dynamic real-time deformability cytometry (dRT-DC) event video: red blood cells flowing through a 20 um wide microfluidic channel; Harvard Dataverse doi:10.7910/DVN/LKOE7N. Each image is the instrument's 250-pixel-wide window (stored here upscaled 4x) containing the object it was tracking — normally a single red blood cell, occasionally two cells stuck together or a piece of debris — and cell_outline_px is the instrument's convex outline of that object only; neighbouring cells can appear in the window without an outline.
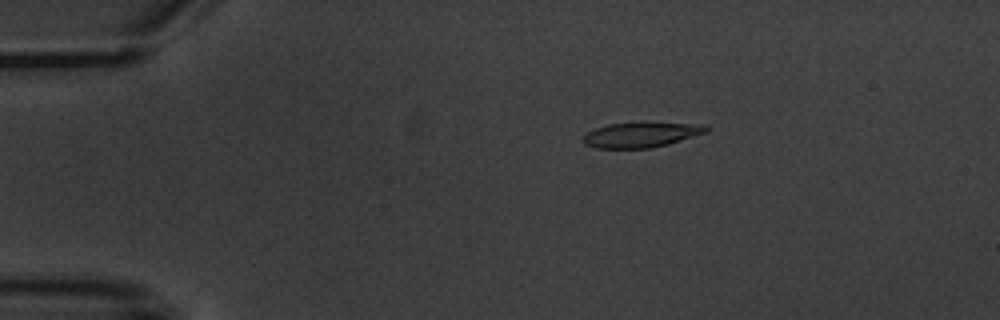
{"species": "common noctule bat (a hibernating species)", "species_latin": "Nyctalus noctula", "temperature_condition": "warm", "stored_images_in_passage": 8, "camera_frame_rate_fps": 3000, "um_per_image_px": 0.085, "animal": {"sex": "male", "body_mass_g": 20.1, "forearm_length_mm": 53.5}, "frame": {"image": 1, "passage_image": 3, "time_ms": 2.333, "image_size_px": [1000, 320], "cell_outline_px": [[708, 132], [668, 144], [652, 148], [596, 148], [584, 144], [580, 140], [588, 132], [596, 128], [608, 124], [640, 120], [648, 120], [704, 124], [708, 128]], "centroid_in_image_um": [54.53, 11.4], "position_along_channel_um": 30.5, "area_um2": 18.96}}
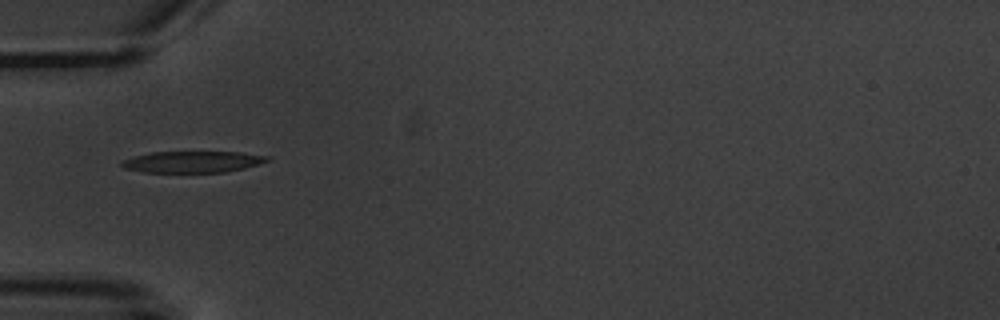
{"frame": {"image": 2, "passage_image": 5, "time_ms": 5.0, "image_size_px": [1000, 320], "cell_outline_px": [[268, 160], [244, 168], [224, 172], [144, 172], [124, 168], [120, 164], [120, 160], [132, 156], [152, 152], [240, 152], [268, 156]], "centroid_in_image_um": [16.28, 13.75], "position_along_channel_um": 68.7, "area_um2": 18.03}}
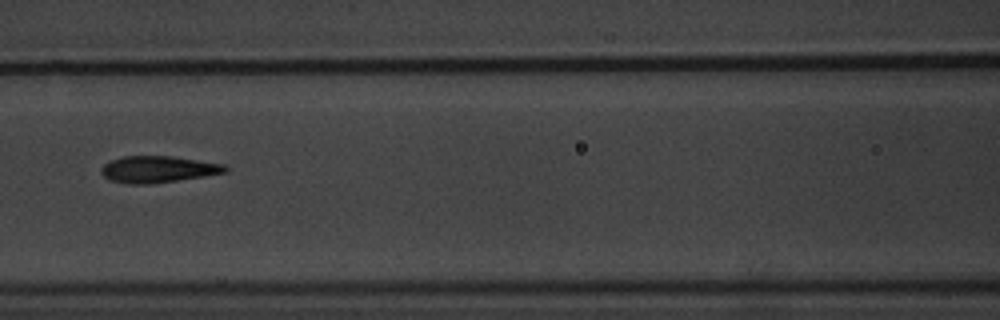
{"frame": {"image": 3, "passage_image": 7, "time_ms": 7.333, "image_size_px": [1000, 320], "cell_outline_px": [[228, 172], [204, 176], [148, 184], [128, 184], [108, 180], [100, 172], [100, 168], [104, 164], [112, 160], [124, 156], [168, 156], [224, 164], [228, 168]], "centroid_in_image_um": [13.39, 14.39], "position_along_channel_um": 153.2, "area_um2": 19.07}}